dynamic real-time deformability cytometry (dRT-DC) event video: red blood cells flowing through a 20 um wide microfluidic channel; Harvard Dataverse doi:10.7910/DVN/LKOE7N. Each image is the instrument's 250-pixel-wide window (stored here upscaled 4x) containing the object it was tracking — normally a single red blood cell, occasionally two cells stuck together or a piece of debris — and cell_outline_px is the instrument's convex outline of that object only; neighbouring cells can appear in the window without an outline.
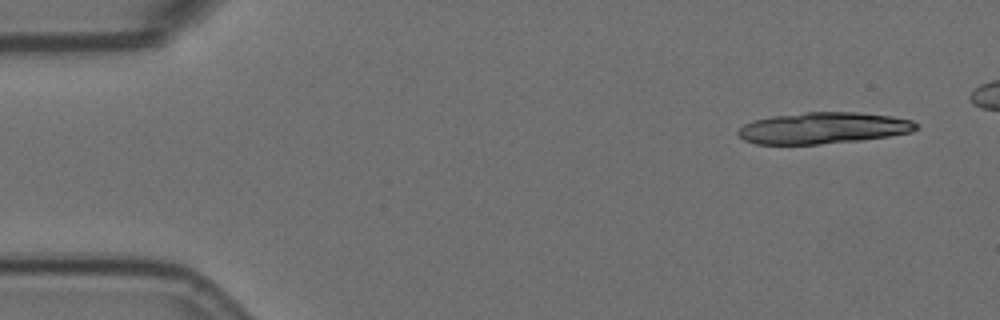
{"species": "Egyptian fruit bat (a non-hibernating species)", "species_latin": "Rousettus aegyptiacus", "temperature_condition": "room temperature", "stored_images_in_passage": 5, "camera_frame_rate_fps": 3000, "um_per_image_px": 0.085, "animal": {"sex": "female"}, "frame": {"image": 1, "passage_image": 1, "time_ms": 0.0, "image_size_px": [1000, 320], "cell_outline_px": [[920, 128], [912, 132], [888, 136], [860, 140], [820, 144], [756, 144], [744, 140], [736, 132], [744, 124], [752, 120], [772, 116], [804, 112], [860, 112], [892, 116], [912, 120], [920, 124]], "centroid_in_image_um": [70.01, 10.87], "position_along_channel_um": 15.0, "area_um2": 32.83}}